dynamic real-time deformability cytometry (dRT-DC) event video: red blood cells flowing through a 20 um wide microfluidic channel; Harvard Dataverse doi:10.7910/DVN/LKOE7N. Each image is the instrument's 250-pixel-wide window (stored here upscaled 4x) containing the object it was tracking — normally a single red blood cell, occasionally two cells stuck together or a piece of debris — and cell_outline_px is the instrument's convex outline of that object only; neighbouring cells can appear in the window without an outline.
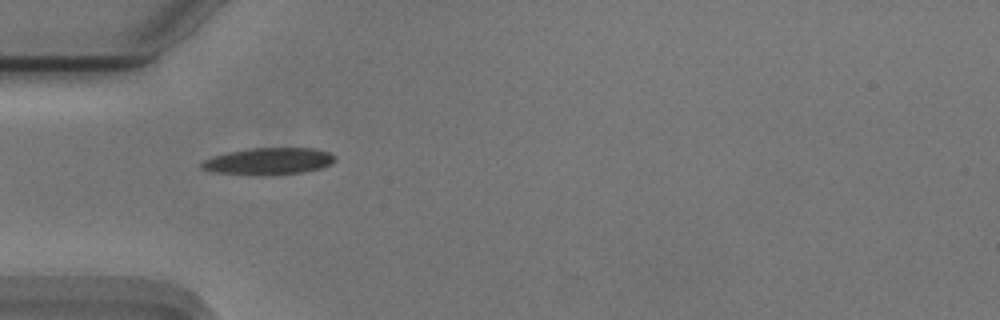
{"species": "Egyptian fruit bat (a non-hibernating species)", "species_latin": "Rousettus aegyptiacus", "temperature_condition": "cold", "stored_images_in_passage": 4, "camera_frame_rate_fps": 3000, "um_per_image_px": 0.085, "animal": {"sex": "male"}, "frame": {"image": 1, "passage_image": 1, "time_ms": 0.0, "image_size_px": [1000, 320], "cell_outline_px": [[336, 160], [332, 164], [324, 168], [304, 172], [252, 176], [212, 172], [200, 168], [200, 164], [204, 160], [212, 156], [228, 152], [252, 148], [316, 148], [328, 152], [336, 156]], "centroid_in_image_um": [22.84, 13.71], "position_along_channel_um": 62.2, "area_um2": 21.27}}
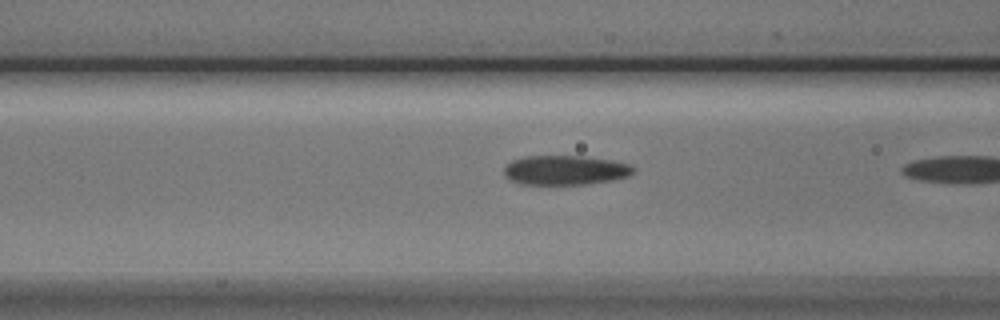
{"frame": {"image": 2, "passage_image": 3, "time_ms": 0.667, "image_size_px": [1000, 320], "cell_outline_px": [[636, 172], [628, 176], [612, 180], [588, 184], [520, 184], [508, 180], [504, 176], [504, 168], [512, 160], [524, 156], [584, 156], [612, 160], [632, 164], [636, 168]], "centroid_in_image_um": [48.07, 14.46], "position_along_channel_um": 118.5, "area_um2": 22.54}}